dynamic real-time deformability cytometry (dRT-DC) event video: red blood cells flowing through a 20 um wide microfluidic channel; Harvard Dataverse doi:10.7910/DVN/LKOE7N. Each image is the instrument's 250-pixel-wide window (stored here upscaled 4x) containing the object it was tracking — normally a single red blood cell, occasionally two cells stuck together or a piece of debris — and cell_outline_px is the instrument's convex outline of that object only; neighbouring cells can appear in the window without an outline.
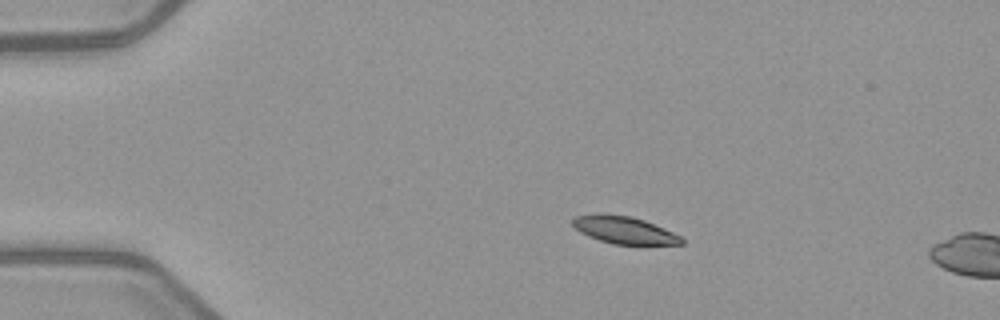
{"species": "common noctule bat (a hibernating species)", "species_latin": "Nyctalus noctula", "temperature_condition": "warm", "stored_images_in_passage": 4, "camera_frame_rate_fps": 3000, "um_per_image_px": 0.085, "animal": {"sex": "female", "body_mass_g": 21.9}, "frame": {"image": 1, "passage_image": 3, "time_ms": 3.0, "image_size_px": [1000, 320], "cell_outline_px": [[684, 244], [612, 244], [588, 236], [580, 232], [572, 224], [572, 220], [576, 216], [600, 212], [604, 212], [628, 216], [644, 220], [672, 232], [680, 236], [684, 240]], "centroid_in_image_um": [53.01, 19.53], "position_along_channel_um": 32.0, "area_um2": 17.28}}